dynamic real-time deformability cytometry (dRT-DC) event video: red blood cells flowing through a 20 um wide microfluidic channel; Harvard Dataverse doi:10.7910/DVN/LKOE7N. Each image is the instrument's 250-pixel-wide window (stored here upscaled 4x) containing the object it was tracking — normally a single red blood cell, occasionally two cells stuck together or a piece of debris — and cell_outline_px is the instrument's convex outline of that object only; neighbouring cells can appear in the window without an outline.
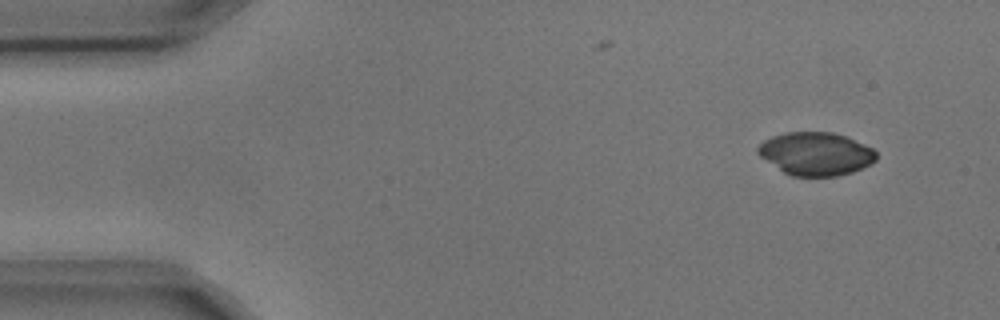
{"species": "common noctule bat (a hibernating species)", "species_latin": "Nyctalus noctula", "temperature_condition": "cold", "stored_images_in_passage": 2, "segment_of_instrument_passage": [2, 2], "camera_frame_rate_fps": 3000, "um_per_image_px": 0.085, "animal": {"sex": "male", "body_mass_g": 17.9, "forearm_length_mm": 54.2}, "frame": {"image": 1, "passage_image": 2, "time_ms": 0.333, "image_size_px": [1000, 320], "cell_outline_px": [[876, 160], [872, 164], [852, 172], [836, 176], [792, 176], [784, 172], [760, 156], [756, 152], [756, 148], [764, 140], [772, 136], [784, 132], [832, 132], [848, 136], [872, 148], [876, 152]], "centroid_in_image_um": [69.35, 13.06], "position_along_channel_um": 15.6, "area_um2": 29.82}}